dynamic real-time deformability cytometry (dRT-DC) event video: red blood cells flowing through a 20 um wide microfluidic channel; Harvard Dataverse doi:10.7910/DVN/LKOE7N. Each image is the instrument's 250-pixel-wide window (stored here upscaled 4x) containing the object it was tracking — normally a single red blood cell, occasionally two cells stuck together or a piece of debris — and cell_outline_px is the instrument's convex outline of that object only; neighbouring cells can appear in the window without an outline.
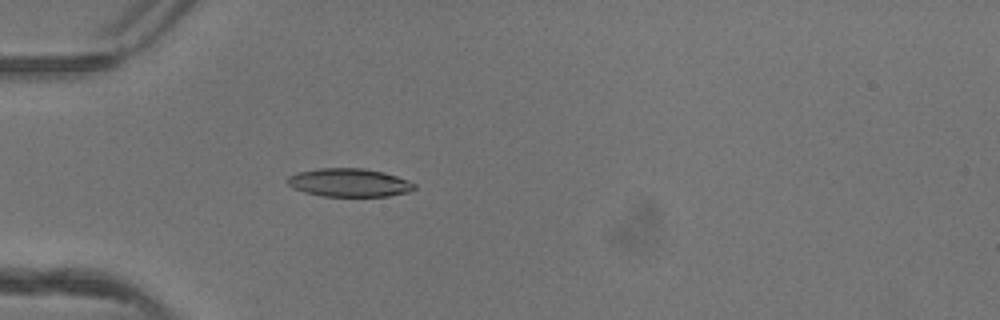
{"species": "common noctule bat (a hibernating species)", "species_latin": "Nyctalus noctula", "temperature_condition": "warm", "stored_images_in_passage": 30, "camera_frame_rate_fps": 3000, "um_per_image_px": 0.085, "animal": {"sex": "female"}, "frame": {"image": 1, "passage_image": 1, "time_ms": 0.0, "image_size_px": [1000, 320], "cell_outline_px": [[416, 188], [408, 192], [388, 196], [320, 196], [304, 192], [292, 188], [288, 184], [288, 176], [296, 172], [320, 168], [364, 168], [384, 172], [408, 180], [416, 184]], "centroid_in_image_um": [29.67, 15.52], "position_along_channel_um": 55.3, "area_um2": 21.04}}
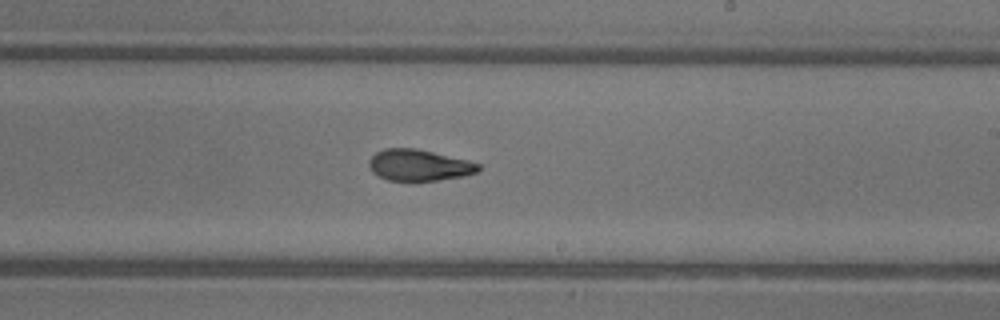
{"frame": {"image": 2, "passage_image": 16, "time_ms": 5.0, "image_size_px": [1000, 320], "cell_outline_px": [[480, 168], [476, 172], [464, 176], [436, 180], [388, 180], [372, 172], [368, 164], [368, 160], [376, 152], [384, 148], [416, 148], [468, 160], [480, 164]], "centroid_in_image_um": [35.6, 14.02], "position_along_channel_um": 253.4, "area_um2": 19.83}}
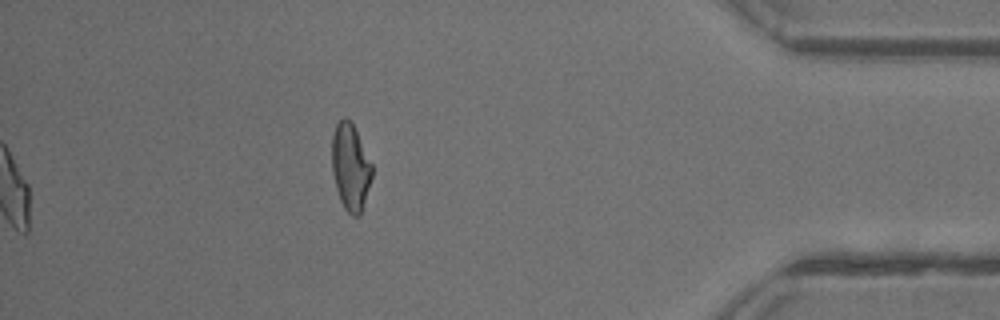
{"frame": {"image": 3, "passage_image": 30, "time_ms": 9.667, "image_size_px": [1000, 320], "cell_outline_px": [[372, 176], [360, 216], [352, 216], [344, 208], [340, 200], [336, 188], [332, 172], [332, 136], [336, 124], [344, 116], [352, 124], [372, 164]], "centroid_in_image_um": [29.78, 14.23], "position_along_channel_um": 405.4, "area_um2": 20.0}, "authors_computed_cell_mechanics": {"area_um2": 20.4901, "velocity_mm_per_s": 4.1766, "shape_relaxation_time_tau1_ms": 7.6048, "shape_relaxation_time_tau2_ms": 2.3806, "deformation_change_tau1": 0.2127, "deformation_change_tau2": 0.0983}}